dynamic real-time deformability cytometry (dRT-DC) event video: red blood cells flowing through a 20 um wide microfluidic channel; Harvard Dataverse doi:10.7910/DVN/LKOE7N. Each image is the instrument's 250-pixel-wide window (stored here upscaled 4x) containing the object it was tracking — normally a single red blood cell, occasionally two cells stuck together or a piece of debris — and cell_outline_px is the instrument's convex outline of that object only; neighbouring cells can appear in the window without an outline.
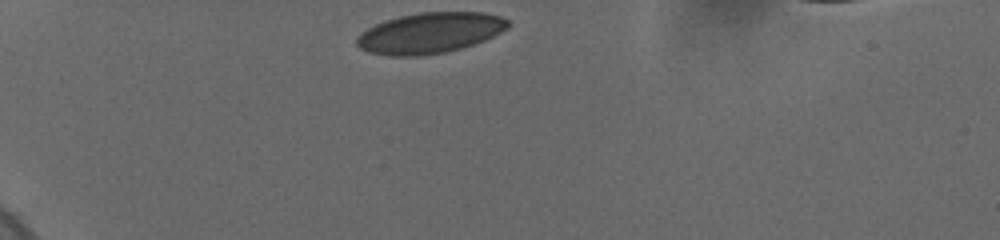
{"species": "human", "species_latin": "Homo sapiens", "temperature_condition": "cold", "stored_images_in_passage": 34, "camera_frame_rate_fps": 3000, "um_per_image_px": 0.085, "donor": {"sex": "female"}, "frame": {"image": 1, "passage_image": 1, "time_ms": 0.0, "image_size_px": [1000, 240], "cell_outline_px": [[508, 28], [484, 40], [460, 48], [444, 52], [416, 56], [388, 56], [368, 52], [360, 48], [356, 44], [356, 36], [368, 28], [384, 20], [400, 16], [420, 12], [484, 12], [500, 16], [508, 20]], "centroid_in_image_um": [36.5, 2.8], "position_along_channel_um": 48.5, "area_um2": 35.72}}
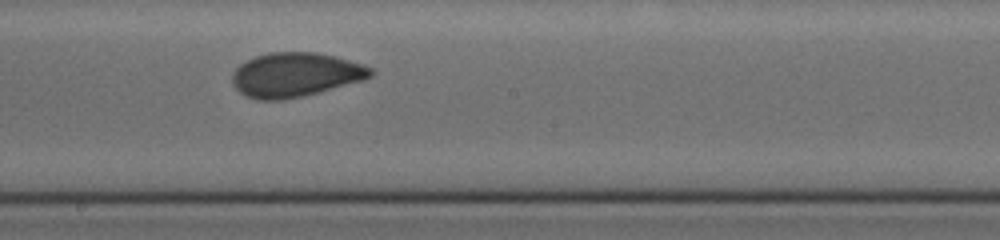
{"frame": {"image": 2, "passage_image": 19, "time_ms": 6.0, "image_size_px": [1000, 240], "cell_outline_px": [[372, 76], [364, 80], [304, 96], [284, 100], [260, 100], [244, 96], [232, 84], [232, 72], [240, 64], [256, 56], [272, 52], [316, 52], [336, 56], [364, 64], [372, 68]], "centroid_in_image_um": [25.11, 6.36], "position_along_channel_um": 223.1, "area_um2": 35.89}}
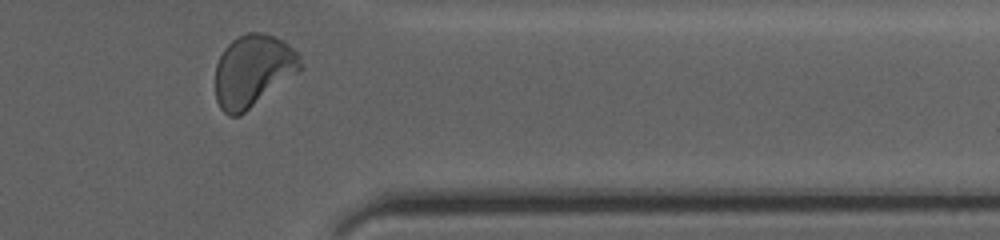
{"frame": {"image": 3, "passage_image": 33, "time_ms": 10.667, "image_size_px": [1000, 240], "cell_outline_px": [[304, 68], [240, 116], [228, 116], [220, 108], [216, 100], [216, 64], [224, 48], [232, 40], [248, 32], [260, 32], [272, 36], [288, 44], [300, 56]], "centroid_in_image_um": [21.5, 6.03], "position_along_channel_um": 389.9, "area_um2": 35.66}, "authors_computed_cell_mechanics": {"area_um2": 35.4603, "velocity_mm_per_s": 3.6603, "shape_relaxation_time_tau1_ms": 5.375, "shape_relaxation_time_tau2_ms": 0.9012, "deformation_change_tau1": 0.1193, "deformation_change_tau2": 0.0588}}